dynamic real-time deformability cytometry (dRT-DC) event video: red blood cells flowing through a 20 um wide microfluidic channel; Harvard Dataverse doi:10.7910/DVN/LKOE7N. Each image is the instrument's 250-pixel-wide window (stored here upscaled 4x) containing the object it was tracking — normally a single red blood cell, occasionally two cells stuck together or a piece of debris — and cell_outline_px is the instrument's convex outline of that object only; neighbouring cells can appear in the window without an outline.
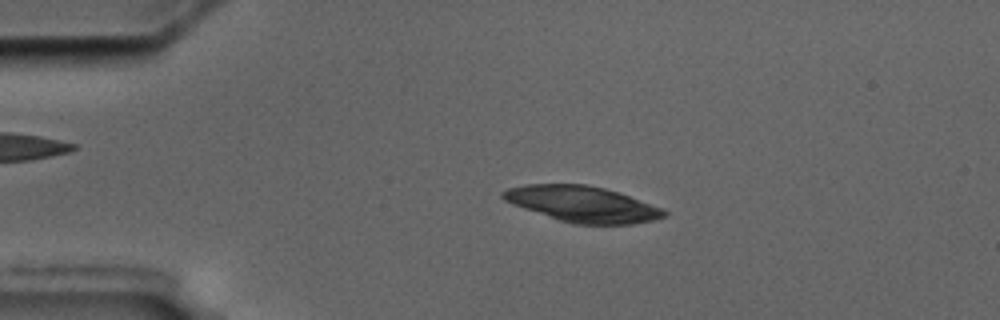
{"species": "common noctule bat (a hibernating species)", "species_latin": "Nyctalus noctula", "temperature_condition": "cold", "stored_images_in_passage": 56, "camera_frame_rate_fps": 3000, "um_per_image_px": 0.085, "animal": {"sex": "male", "body_mass_g": 17.5, "forearm_length_mm": 52.3}, "frame": {"image": 1, "passage_image": 12, "time_ms": 3.667, "image_size_px": [1000, 320], "cell_outline_px": [[668, 216], [652, 220], [632, 224], [572, 224], [512, 204], [504, 200], [500, 196], [500, 192], [508, 188], [524, 184], [584, 184], [604, 188], [620, 192], [664, 208], [668, 212]], "centroid_in_image_um": [49.53, 17.34], "position_along_channel_um": 35.5, "area_um2": 33.81}}